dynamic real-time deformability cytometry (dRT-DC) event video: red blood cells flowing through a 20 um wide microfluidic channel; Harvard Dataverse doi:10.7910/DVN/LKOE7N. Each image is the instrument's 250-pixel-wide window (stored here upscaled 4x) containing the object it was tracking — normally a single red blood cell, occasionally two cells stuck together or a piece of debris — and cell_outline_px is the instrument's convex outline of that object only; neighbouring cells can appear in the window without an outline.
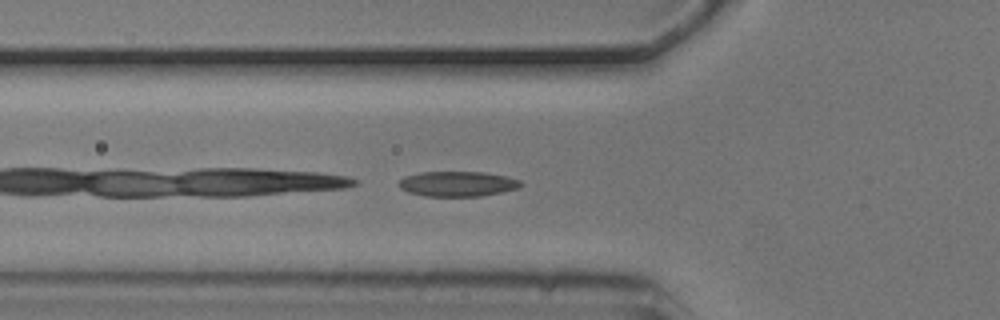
{"species": "common noctule bat (a hibernating species)", "species_latin": "Nyctalus noctula", "temperature_condition": "cold", "stored_images_in_passage": 4, "camera_frame_rate_fps": 3000, "um_per_image_px": 0.085, "animal": {"sex": "male", "body_mass_g": 20.5, "forearm_length_mm": 52.5}, "frame": {"image": 1, "passage_image": 4, "time_ms": 1.0, "image_size_px": [1000, 320], "cell_outline_px": [[524, 184], [520, 188], [480, 196], [424, 196], [408, 192], [400, 188], [400, 180], [404, 176], [420, 172], [484, 172], [508, 176], [520, 180]], "centroid_in_image_um": [38.92, 15.62], "position_along_channel_um": 86.9, "area_um2": 17.92}}